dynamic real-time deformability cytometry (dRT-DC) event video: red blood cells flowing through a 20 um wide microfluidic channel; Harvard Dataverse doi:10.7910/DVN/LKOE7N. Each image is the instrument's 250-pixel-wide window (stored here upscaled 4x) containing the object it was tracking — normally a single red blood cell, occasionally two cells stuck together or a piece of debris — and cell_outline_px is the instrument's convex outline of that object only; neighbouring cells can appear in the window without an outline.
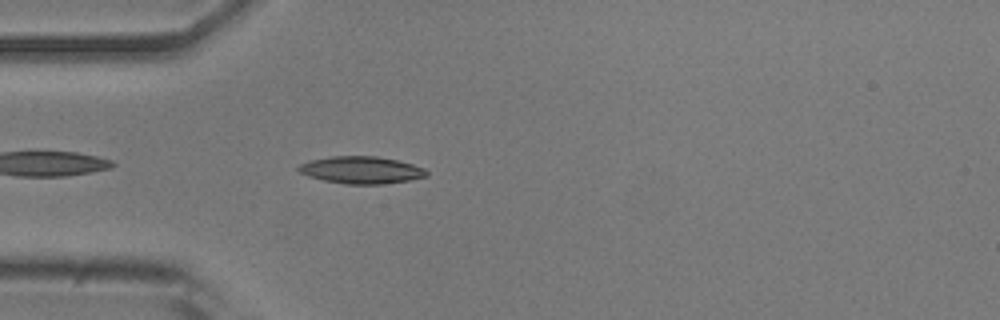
{"species": "common noctule bat (a hibernating species)", "species_latin": "Nyctalus noctula", "temperature_condition": "room temperature", "stored_images_in_passage": 41, "camera_frame_rate_fps": 3000, "um_per_image_px": 0.085, "animal": {"sex": "male", "body_mass_g": 20.5, "forearm_length_mm": 52.5}, "frame": {"image": 1, "passage_image": 4, "time_ms": 1.0, "image_size_px": [1000, 320], "cell_outline_px": [[428, 176], [408, 180], [384, 184], [344, 184], [324, 180], [308, 176], [300, 172], [296, 168], [300, 164], [308, 160], [332, 156], [376, 156], [396, 160], [412, 164], [424, 168], [428, 172]], "centroid_in_image_um": [30.69, 14.45], "position_along_channel_um": 54.3, "area_um2": 20.29}}
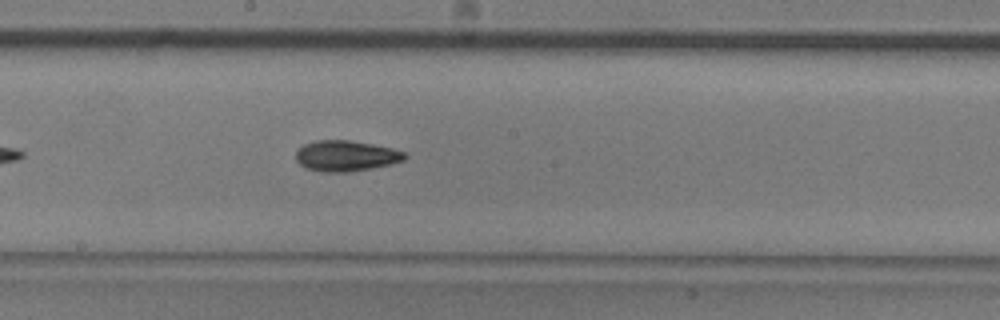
{"frame": {"image": 2, "passage_image": 17, "time_ms": 5.333, "image_size_px": [1000, 320], "cell_outline_px": [[408, 156], [404, 160], [392, 164], [348, 172], [320, 172], [304, 168], [296, 160], [296, 152], [304, 144], [316, 140], [348, 140], [372, 144], [392, 148], [404, 152]], "centroid_in_image_um": [29.39, 13.25], "position_along_channel_um": 218.8, "area_um2": 19.54}}
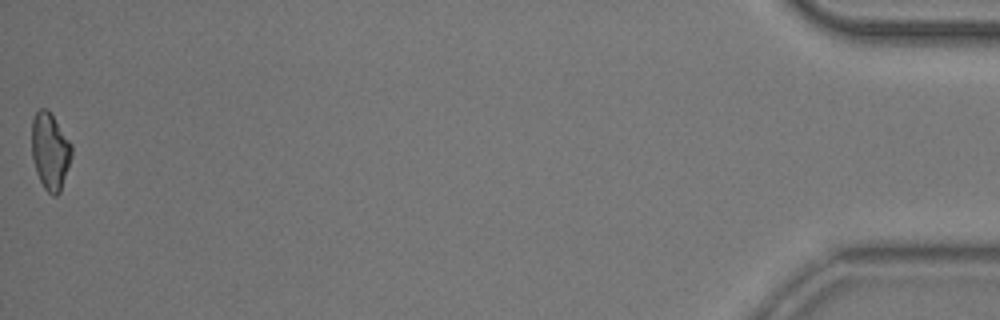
{"frame": {"image": 3, "passage_image": 41, "time_ms": 13.333, "image_size_px": [1000, 320], "cell_outline_px": [[72, 156], [60, 192], [56, 196], [52, 196], [44, 188], [36, 172], [32, 156], [32, 120], [36, 112], [40, 108], [48, 108], [72, 144]], "centroid_in_image_um": [4.26, 12.84], "position_along_channel_um": 430.9, "area_um2": 17.98}, "authors_computed_cell_mechanics": {"area_um2": 18.7272, "velocity_mm_per_s": 3.8981, "shape_relaxation_time_tau1_ms": 3.9634, "shape_relaxation_time_tau2_ms": 3.3432, "deformation_change_tau1": 0.1491, "deformation_change_tau2": 0.1048}}